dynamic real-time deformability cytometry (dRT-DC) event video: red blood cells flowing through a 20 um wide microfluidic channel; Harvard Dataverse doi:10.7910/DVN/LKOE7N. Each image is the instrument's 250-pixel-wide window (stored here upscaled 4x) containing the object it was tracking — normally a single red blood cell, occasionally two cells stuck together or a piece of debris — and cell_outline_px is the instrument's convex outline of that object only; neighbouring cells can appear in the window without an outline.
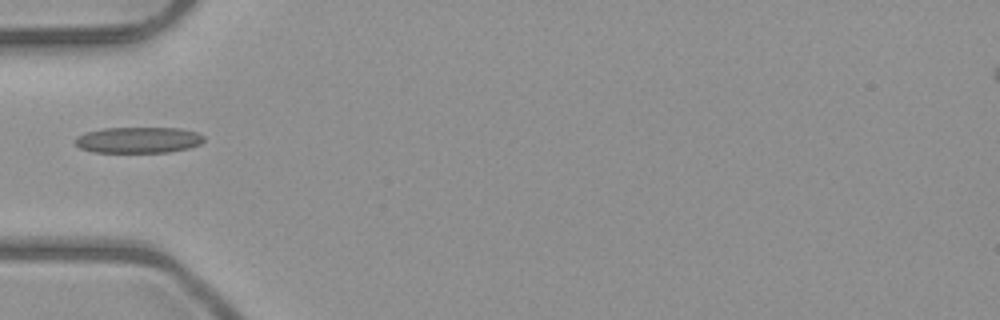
{"species": "common noctule bat (a hibernating species)", "species_latin": "Nyctalus noctula", "temperature_condition": "room temperature", "stored_images_in_passage": 1, "camera_frame_rate_fps": 3000, "um_per_image_px": 0.085, "animal": {"sex": "male", "body_mass_g": 23.1, "forearm_length_mm": 52.7}, "frame": {"image": 1, "passage_image": 1, "time_ms": 0.0, "image_size_px": [1000, 320], "cell_outline_px": [[204, 140], [200, 144], [188, 148], [168, 152], [92, 152], [80, 148], [76, 144], [76, 136], [84, 132], [104, 128], [180, 128], [196, 132], [204, 136]], "centroid_in_image_um": [11.75, 11.89], "position_along_channel_um": 73.3, "area_um2": 19.54}}